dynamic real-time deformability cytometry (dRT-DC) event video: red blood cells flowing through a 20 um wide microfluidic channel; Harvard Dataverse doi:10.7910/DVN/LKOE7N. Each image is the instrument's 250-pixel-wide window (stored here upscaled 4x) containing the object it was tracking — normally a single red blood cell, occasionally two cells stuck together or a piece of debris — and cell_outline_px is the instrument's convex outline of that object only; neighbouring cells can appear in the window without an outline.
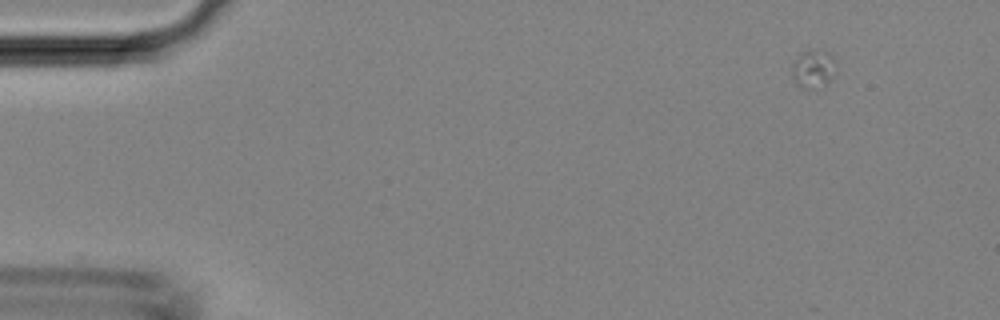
{"species": "Egyptian fruit bat (a non-hibernating species)", "species_latin": "Rousettus aegyptiacus", "temperature_condition": "room temperature", "stored_images_in_passage": 10, "camera_frame_rate_fps": 3000, "um_per_image_px": 0.085, "animal": {"sex": "female"}, "frame": {"image": 1, "passage_image": 1, "time_ms": 0.0, "image_size_px": [1000, 320], "cell_outline_px": [[836, 76], [816, 92], [804, 88], [796, 84], [792, 76], [792, 64], [800, 52], [808, 48], [812, 48], [832, 52], [836, 56]], "centroid_in_image_um": [69.2, 5.84], "position_along_channel_um": 15.8, "area_um2": 10.81}}